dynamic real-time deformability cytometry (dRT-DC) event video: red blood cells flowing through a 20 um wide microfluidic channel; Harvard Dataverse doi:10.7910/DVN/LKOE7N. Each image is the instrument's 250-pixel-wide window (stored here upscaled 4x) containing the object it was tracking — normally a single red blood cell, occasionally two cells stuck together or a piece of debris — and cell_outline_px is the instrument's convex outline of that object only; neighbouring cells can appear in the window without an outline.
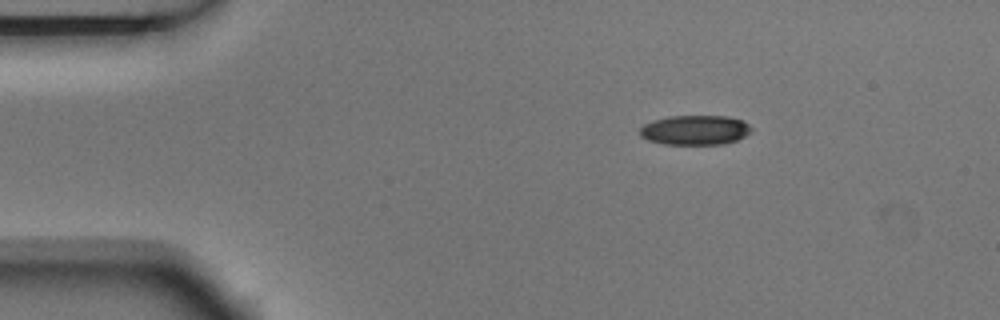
{"species": "Egyptian fruit bat (a non-hibernating species)", "species_latin": "Rousettus aegyptiacus", "temperature_condition": "room temperature", "stored_images_in_passage": 5, "segment_of_instrument_passage": [1, 2], "camera_frame_rate_fps": 3000, "um_per_image_px": 0.085, "animal": {"sex": "male"}, "frame": {"image": 1, "passage_image": 2, "time_ms": 0.333, "image_size_px": [1000, 320], "cell_outline_px": [[752, 132], [736, 140], [724, 144], [664, 144], [648, 140], [640, 136], [640, 128], [644, 124], [652, 120], [668, 116], [728, 116], [744, 120], [752, 128]], "centroid_in_image_um": [59.09, 11.04], "position_along_channel_um": 25.9, "area_um2": 19.42}}